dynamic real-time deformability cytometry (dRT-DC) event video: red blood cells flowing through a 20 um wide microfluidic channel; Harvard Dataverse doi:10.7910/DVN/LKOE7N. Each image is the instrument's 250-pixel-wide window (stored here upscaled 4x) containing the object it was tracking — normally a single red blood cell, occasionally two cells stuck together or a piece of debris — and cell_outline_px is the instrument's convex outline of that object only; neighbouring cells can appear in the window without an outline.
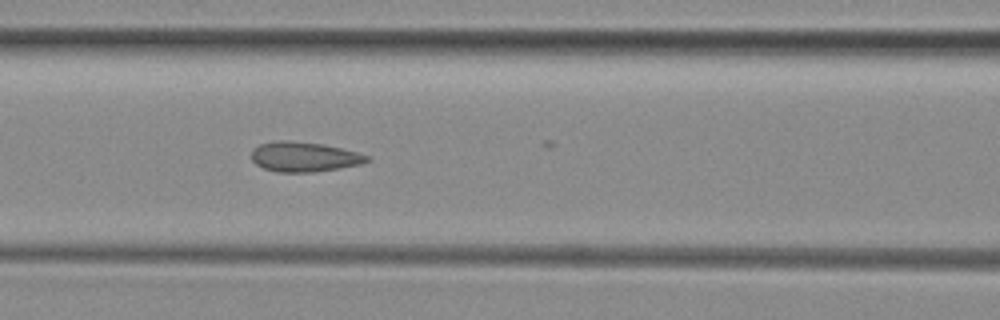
{"species": "common noctule bat (a hibernating species)", "species_latin": "Nyctalus noctula", "temperature_condition": "room temperature", "stored_images_in_passage": 26, "camera_frame_rate_fps": 3000, "um_per_image_px": 0.085, "animal": {"sex": "female", "body_mass_g": 29.2, "forearm_length_mm": 56.3}, "frame": {"image": 1, "passage_image": 22, "time_ms": 7.0, "image_size_px": [1000, 320], "cell_outline_px": [[368, 160], [360, 164], [340, 168], [316, 172], [276, 172], [264, 168], [256, 164], [252, 160], [252, 148], [260, 144], [272, 140], [288, 140], [324, 144], [356, 152], [368, 156]], "centroid_in_image_um": [25.79, 13.32], "position_along_channel_um": 140.8, "area_um2": 20.11}}
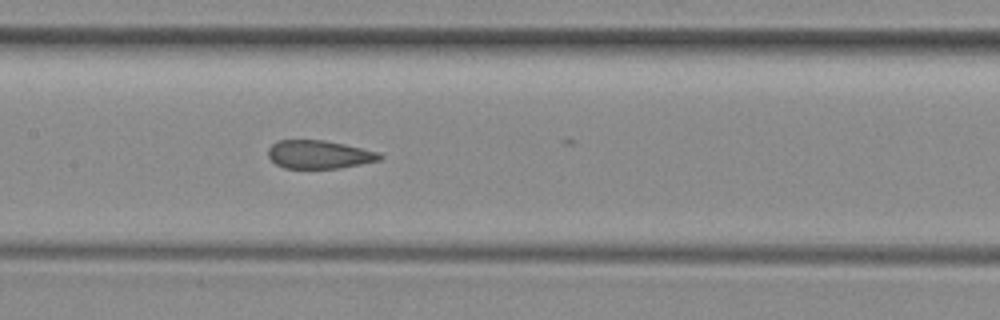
{"frame": {"image": 2, "passage_image": 25, "time_ms": 8.0, "image_size_px": [1000, 320], "cell_outline_px": [[384, 156], [380, 160], [340, 168], [284, 168], [276, 164], [268, 156], [268, 148], [276, 140], [324, 140], [344, 144], [380, 152]], "centroid_in_image_um": [27.13, 13.12], "position_along_channel_um": 180.3, "area_um2": 18.44}}